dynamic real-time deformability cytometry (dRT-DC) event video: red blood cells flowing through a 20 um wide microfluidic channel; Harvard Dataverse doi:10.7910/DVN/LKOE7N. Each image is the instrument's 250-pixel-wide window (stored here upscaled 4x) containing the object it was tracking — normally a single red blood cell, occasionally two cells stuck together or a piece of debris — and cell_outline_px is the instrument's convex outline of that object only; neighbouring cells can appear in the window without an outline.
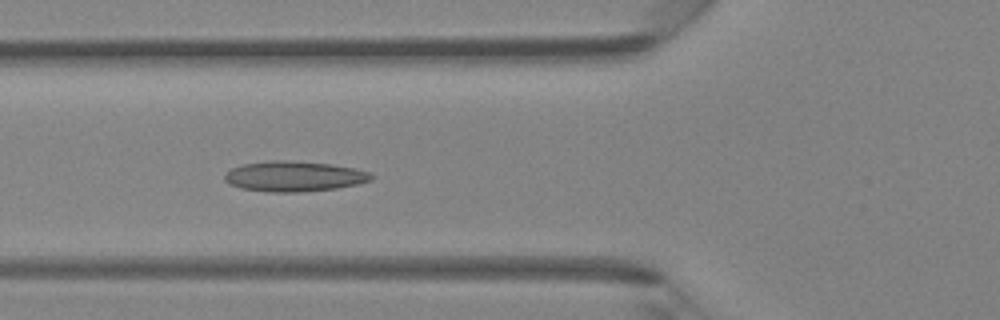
{"species": "Egyptian fruit bat (a non-hibernating species)", "species_latin": "Rousettus aegyptiacus", "temperature_condition": "room temperature", "stored_images_in_passage": 6, "camera_frame_rate_fps": 3000, "um_per_image_px": 0.085, "animal": {"sex": "female"}, "frame": {"image": 1, "passage_image": 4, "time_ms": 1.0, "image_size_px": [1000, 320], "cell_outline_px": [[376, 176], [372, 180], [356, 184], [336, 188], [300, 192], [272, 192], [240, 188], [228, 184], [224, 180], [224, 176], [232, 168], [244, 164], [268, 160], [284, 160], [332, 164], [356, 168], [372, 172]], "centroid_in_image_um": [25.04, 14.98], "position_along_channel_um": 100.8, "area_um2": 26.07}}
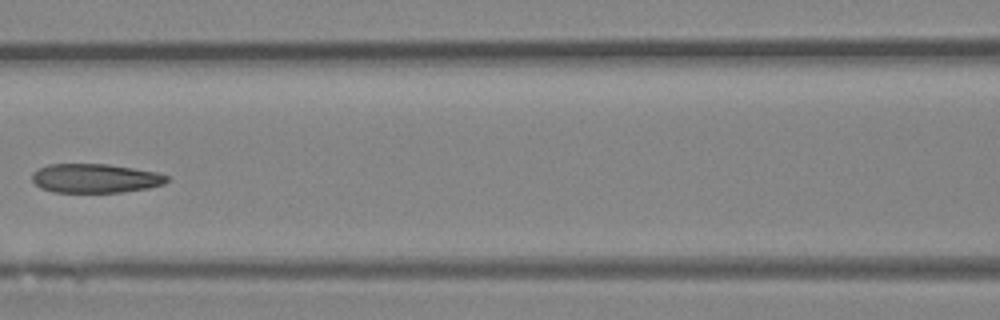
{"frame": {"image": 2, "passage_image": 5, "time_ms": 1.333, "image_size_px": [1000, 320], "cell_outline_px": [[168, 180], [164, 184], [148, 188], [120, 192], [52, 192], [40, 188], [32, 180], [32, 172], [36, 168], [48, 164], [108, 164], [156, 172], [168, 176]], "centroid_in_image_um": [8.05, 15.15], "position_along_channel_um": 158.6, "area_um2": 22.89}}
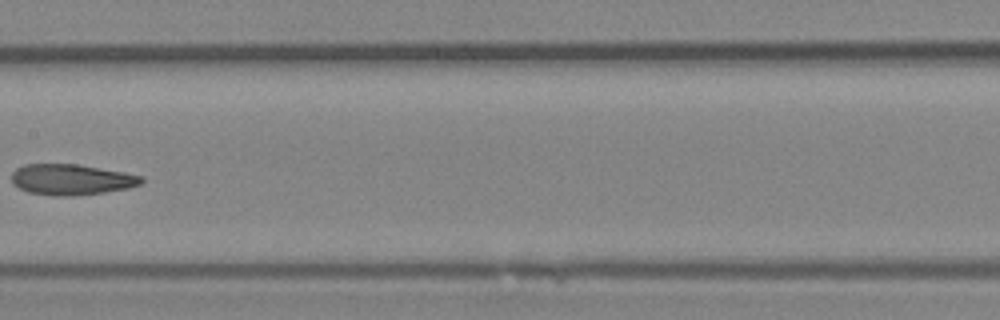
{"frame": {"image": 3, "passage_image": 6, "time_ms": 1.667, "image_size_px": [1000, 320], "cell_outline_px": [[144, 180], [140, 184], [128, 188], [104, 192], [72, 196], [52, 196], [28, 192], [12, 184], [12, 172], [16, 168], [24, 164], [76, 164], [124, 172], [144, 176]], "centroid_in_image_um": [6.05, 15.26], "position_along_channel_um": 201.3, "area_um2": 23.35}}